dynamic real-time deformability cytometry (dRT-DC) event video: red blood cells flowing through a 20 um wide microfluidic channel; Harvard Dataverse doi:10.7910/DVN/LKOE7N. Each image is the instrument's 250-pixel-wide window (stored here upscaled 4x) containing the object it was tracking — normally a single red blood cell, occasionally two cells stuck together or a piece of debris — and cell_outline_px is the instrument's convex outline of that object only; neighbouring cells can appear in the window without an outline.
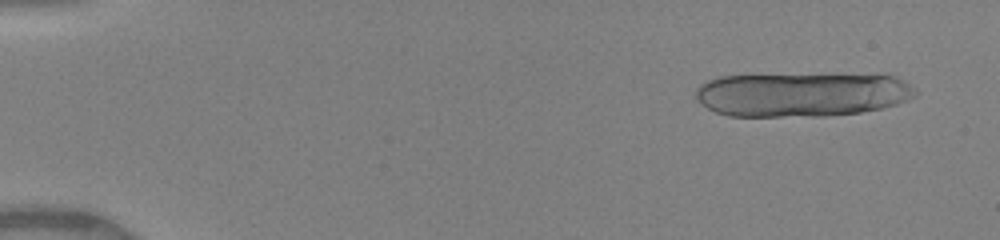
{"species": "human", "species_latin": "Homo sapiens", "temperature_condition": "warm", "stored_images_in_passage": 15, "camera_frame_rate_fps": 3000, "um_per_image_px": 0.085, "donor": {"sex": "female"}, "frame": {"image": 1, "passage_image": 3, "time_ms": 0.667, "image_size_px": [1000, 240], "cell_outline_px": [[920, 92], [916, 96], [908, 100], [896, 104], [880, 108], [860, 112], [824, 116], [728, 116], [716, 112], [708, 108], [696, 100], [696, 88], [704, 80], [716, 76], [880, 72], [896, 76], [916, 88]], "centroid_in_image_um": [68.23, 7.98], "position_along_channel_um": 16.8, "area_um2": 58.44}}